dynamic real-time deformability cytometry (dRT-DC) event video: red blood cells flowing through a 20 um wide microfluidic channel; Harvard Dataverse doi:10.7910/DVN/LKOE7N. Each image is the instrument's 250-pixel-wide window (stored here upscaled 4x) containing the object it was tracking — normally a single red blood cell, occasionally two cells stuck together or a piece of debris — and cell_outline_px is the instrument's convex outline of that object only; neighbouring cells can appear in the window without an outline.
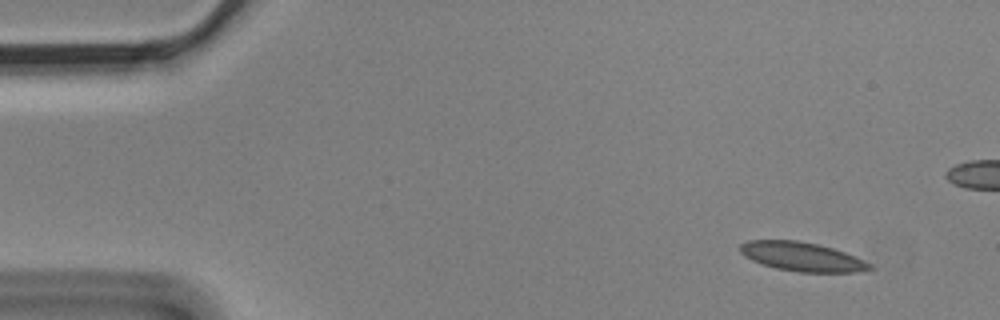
{"species": "Egyptian fruit bat (a non-hibernating species)", "species_latin": "Rousettus aegyptiacus", "temperature_condition": "cold", "stored_images_in_passage": 4, "camera_frame_rate_fps": 3000, "um_per_image_px": 0.085, "animal": {"sex": "male"}, "frame": {"image": 1, "passage_image": 1, "time_ms": 0.0, "image_size_px": [1000, 320], "cell_outline_px": [[872, 268], [856, 272], [800, 272], [776, 268], [752, 260], [744, 256], [740, 252], [740, 244], [748, 240], [796, 240], [816, 244], [832, 248], [856, 256], [872, 264]], "centroid_in_image_um": [68.16, 21.81], "position_along_channel_um": 16.8, "area_um2": 21.73}}